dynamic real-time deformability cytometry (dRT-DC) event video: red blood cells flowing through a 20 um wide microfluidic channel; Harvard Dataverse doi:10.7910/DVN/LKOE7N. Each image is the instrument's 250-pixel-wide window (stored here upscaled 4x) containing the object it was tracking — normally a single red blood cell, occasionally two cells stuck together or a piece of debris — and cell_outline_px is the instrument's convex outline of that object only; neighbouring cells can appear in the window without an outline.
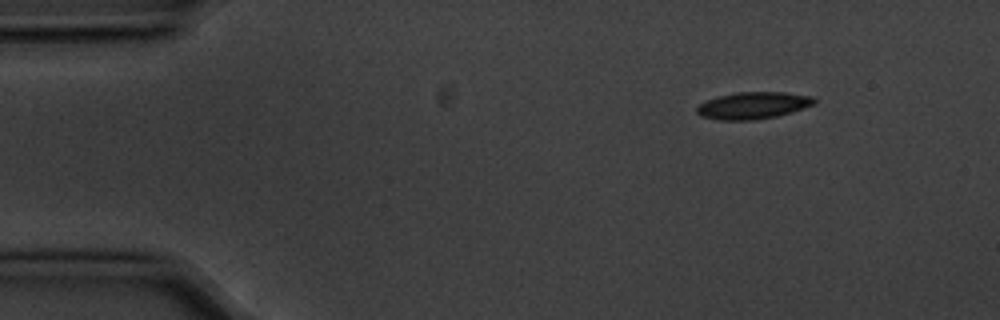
{"species": "common noctule bat (a hibernating species)", "species_latin": "Nyctalus noctula", "temperature_condition": "cold", "stored_images_in_passage": 7, "camera_frame_rate_fps": 3000, "um_per_image_px": 0.085, "animal": {"sex": "male", "body_mass_g": 20.1, "forearm_length_mm": 53.5}, "frame": {"image": 1, "passage_image": 1, "time_ms": 0.0, "image_size_px": [1000, 320], "cell_outline_px": [[816, 104], [792, 112], [776, 116], [752, 120], [720, 120], [700, 116], [696, 112], [696, 108], [700, 104], [716, 96], [736, 92], [784, 92], [812, 96], [816, 100]], "centroid_in_image_um": [64.02, 8.96], "position_along_channel_um": 21.0, "area_um2": 18.5}}
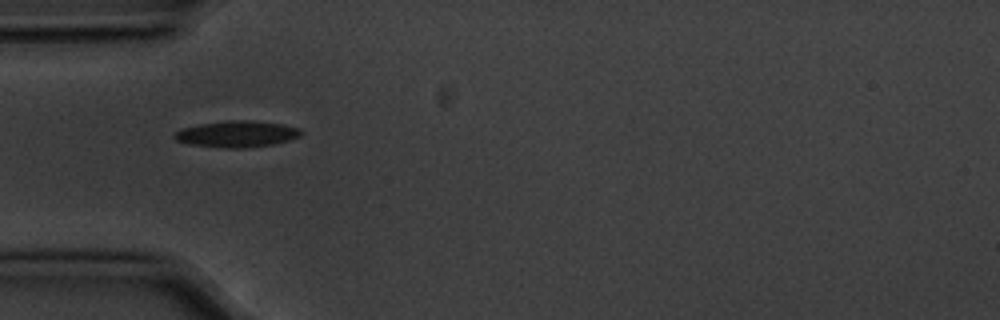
{"frame": {"image": 2, "passage_image": 4, "time_ms": 1.0, "image_size_px": [1000, 320], "cell_outline_px": [[304, 132], [300, 136], [288, 140], [272, 144], [244, 148], [228, 148], [188, 144], [176, 140], [172, 136], [176, 132], [184, 128], [200, 124], [228, 120], [252, 120], [284, 124], [300, 128]], "centroid_in_image_um": [20.17, 11.38], "position_along_channel_um": 64.8, "area_um2": 19.42}}
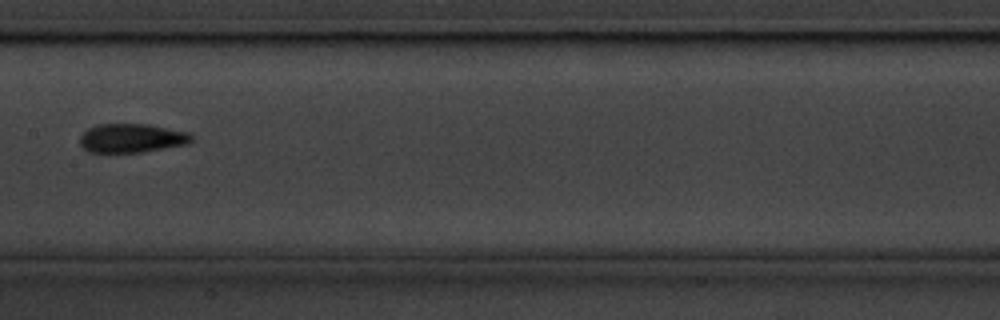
{"frame": {"image": 3, "passage_image": 7, "time_ms": 2.0, "image_size_px": [1000, 320], "cell_outline_px": [[192, 140], [188, 144], [140, 152], [88, 152], [80, 144], [80, 136], [88, 128], [96, 124], [148, 124], [192, 132]], "centroid_in_image_um": [11.22, 11.73], "position_along_channel_um": 196.2, "area_um2": 18.9}}